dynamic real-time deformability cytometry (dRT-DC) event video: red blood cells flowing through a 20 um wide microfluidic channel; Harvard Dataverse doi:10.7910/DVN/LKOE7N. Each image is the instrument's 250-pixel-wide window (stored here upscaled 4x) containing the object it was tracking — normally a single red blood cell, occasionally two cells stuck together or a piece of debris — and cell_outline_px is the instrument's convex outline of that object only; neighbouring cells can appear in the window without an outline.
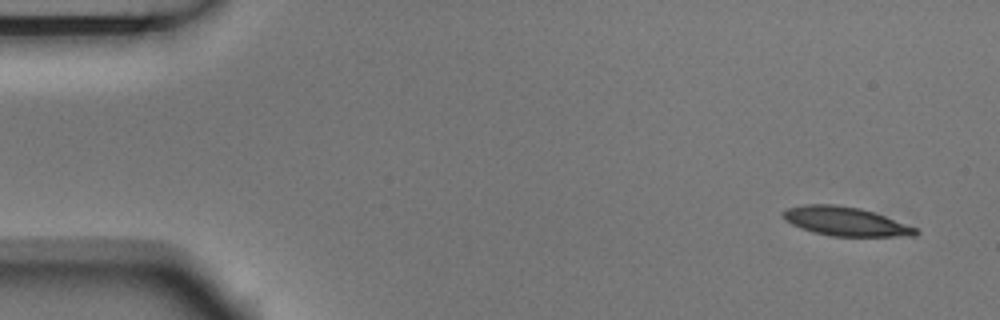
{"species": "Egyptian fruit bat (a non-hibernating species)", "species_latin": "Rousettus aegyptiacus", "temperature_condition": "room temperature", "stored_images_in_passage": 4, "camera_frame_rate_fps": 3000, "um_per_image_px": 0.085, "animal": {"sex": "male"}, "frame": {"image": 1, "passage_image": 1, "time_ms": 0.0, "image_size_px": [1000, 320], "cell_outline_px": [[920, 232], [916, 236], [832, 236], [812, 232], [800, 228], [784, 220], [780, 212], [788, 208], [804, 204], [832, 204], [860, 208], [884, 216], [916, 228]], "centroid_in_image_um": [71.81, 18.82], "position_along_channel_um": 13.2, "area_um2": 22.25}}